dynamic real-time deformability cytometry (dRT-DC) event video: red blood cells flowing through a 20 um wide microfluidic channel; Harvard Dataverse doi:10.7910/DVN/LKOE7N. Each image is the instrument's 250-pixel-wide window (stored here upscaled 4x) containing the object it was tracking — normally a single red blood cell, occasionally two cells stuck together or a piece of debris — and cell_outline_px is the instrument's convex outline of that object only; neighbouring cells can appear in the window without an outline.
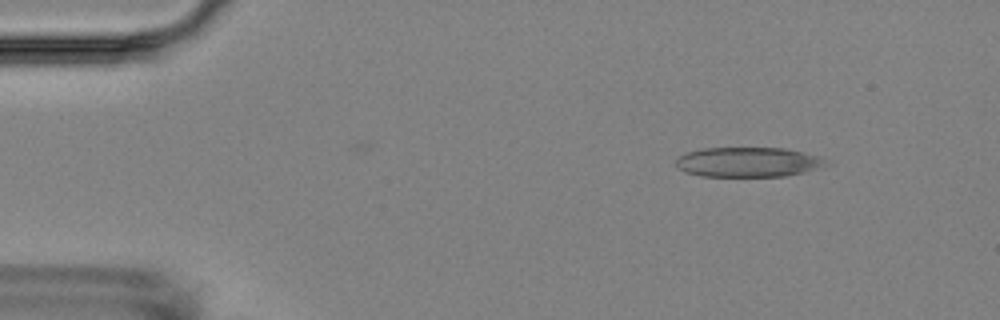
{"species": "Egyptian fruit bat (a non-hibernating species)", "species_latin": "Rousettus aegyptiacus", "temperature_condition": "room temperature", "stored_images_in_passage": 16, "camera_frame_rate_fps": 3000, "um_per_image_px": 0.085, "animal": {"sex": "female"}, "frame": {"image": 1, "passage_image": 2, "time_ms": 1.333, "image_size_px": [1000, 320], "cell_outline_px": [[832, 164], [804, 172], [784, 176], [700, 176], [684, 172], [676, 164], [676, 160], [684, 152], [700, 148], [784, 148], [804, 152], [820, 156]], "centroid_in_image_um": [63.6, 13.77], "position_along_channel_um": 21.4, "area_um2": 26.24}}
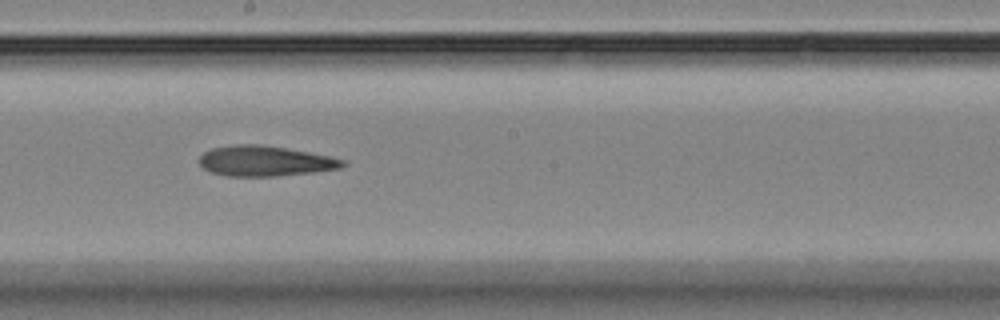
{"frame": {"image": 2, "passage_image": 9, "time_ms": 9.333, "image_size_px": [1000, 320], "cell_outline_px": [[348, 164], [340, 168], [312, 172], [276, 176], [228, 176], [208, 172], [196, 160], [204, 152], [212, 148], [236, 144], [260, 144], [308, 152], [328, 156], [344, 160]], "centroid_in_image_um": [22.47, 13.69], "position_along_channel_um": 225.7, "area_um2": 25.32}}
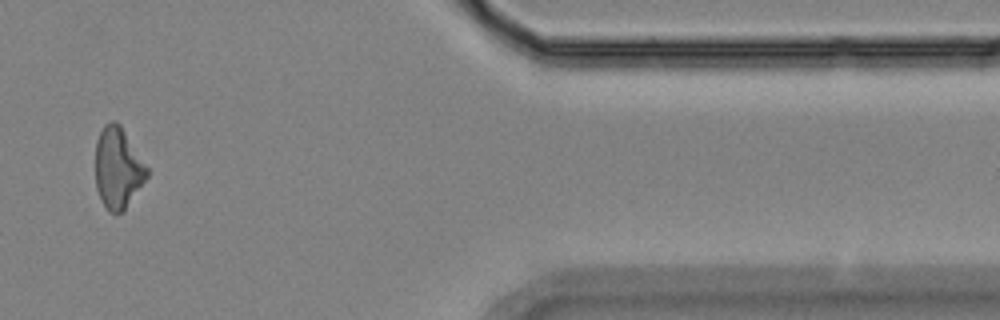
{"frame": {"image": 3, "passage_image": 14, "time_ms": 15.333, "image_size_px": [1000, 320], "cell_outline_px": [[148, 176], [124, 212], [108, 212], [96, 188], [96, 140], [104, 124], [112, 120], [116, 120], [120, 124], [148, 168]], "centroid_in_image_um": [10.02, 14.27], "position_along_channel_um": 401.4, "area_um2": 24.28}, "authors_computed_cell_mechanics": {"area_um2": 25.8077, "velocity_mm_per_s": 3.5419, "shape_relaxation_time_tau1_ms": 2.9796, "shape_relaxation_time_tau2_ms": null, "deformation_change_tau1": 0.069, "deformation_change_tau2": null}}